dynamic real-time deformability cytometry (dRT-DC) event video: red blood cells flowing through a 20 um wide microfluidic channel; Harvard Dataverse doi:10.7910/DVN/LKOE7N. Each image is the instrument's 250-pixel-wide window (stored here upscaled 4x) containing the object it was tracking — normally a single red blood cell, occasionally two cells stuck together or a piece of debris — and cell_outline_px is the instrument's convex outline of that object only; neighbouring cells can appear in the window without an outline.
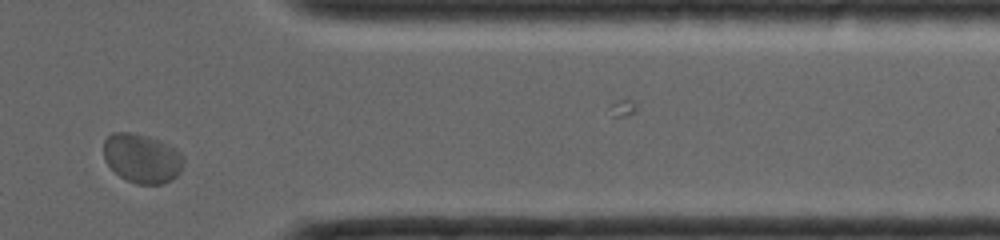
{"species": "common noctule bat (a hibernating species)", "species_latin": "Nyctalus noctula", "temperature_condition": "room temperature", "stored_images_in_passage": 36, "segment_of_instrument_passage": [1, 2], "camera_frame_rate_fps": 4000, "um_per_image_px": 0.085, "animal": {"sex": "female", "body_mass_g": 19.0, "forearm_length_mm": 56.7}, "frame": {"image": 1, "passage_image": 31, "time_ms": 6.5, "image_size_px": [1000, 240], "cell_outline_px": [[184, 160], [180, 172], [172, 180], [160, 184], [136, 184], [120, 176], [104, 160], [104, 140], [112, 132], [132, 132], [148, 136], [160, 140], [176, 148], [184, 156]], "centroid_in_image_um": [12.09, 13.44], "position_along_channel_um": 399.3, "area_um2": 23.06}}